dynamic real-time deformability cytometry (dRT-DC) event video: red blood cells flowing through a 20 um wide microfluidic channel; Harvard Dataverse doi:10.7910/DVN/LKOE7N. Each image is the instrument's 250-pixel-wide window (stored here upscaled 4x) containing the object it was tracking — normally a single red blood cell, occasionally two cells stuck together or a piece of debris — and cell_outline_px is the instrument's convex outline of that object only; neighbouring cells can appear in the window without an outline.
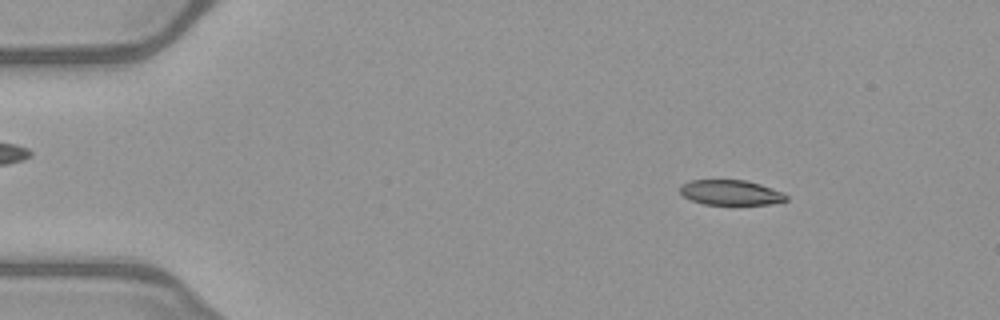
{"species": "common noctule bat (a hibernating species)", "species_latin": "Nyctalus noctula", "temperature_condition": "warm", "stored_images_in_passage": 49, "camera_frame_rate_fps": 3000, "um_per_image_px": 0.085, "animal": {"sex": "female", "body_mass_g": 21.9}, "frame": {"image": 1, "passage_image": 5, "time_ms": 1.333, "image_size_px": [1000, 320], "cell_outline_px": [[788, 200], [772, 204], [704, 204], [692, 200], [684, 196], [680, 192], [680, 184], [692, 180], [744, 180], [760, 184], [784, 192], [788, 196]], "centroid_in_image_um": [62.14, 16.36], "position_along_channel_um": 22.9, "area_um2": 15.49}}
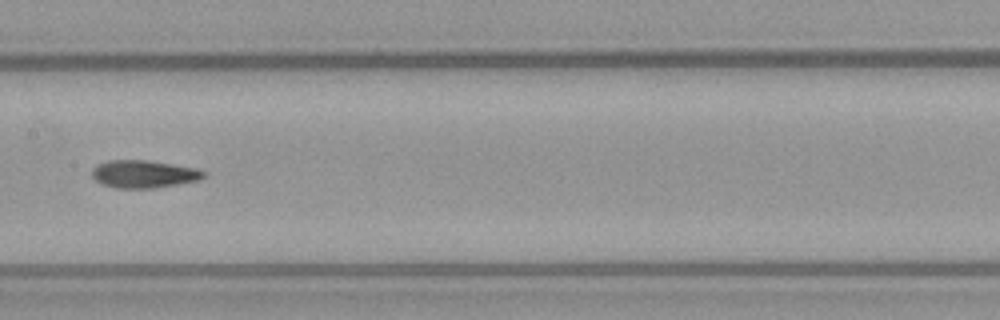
{"frame": {"image": 2, "passage_image": 24, "time_ms": 7.667, "image_size_px": [1000, 320], "cell_outline_px": [[208, 172], [200, 180], [156, 188], [116, 188], [100, 184], [92, 176], [92, 168], [108, 160], [148, 160], [196, 168]], "centroid_in_image_um": [12.23, 14.8], "position_along_channel_um": 195.2, "area_um2": 18.09}}
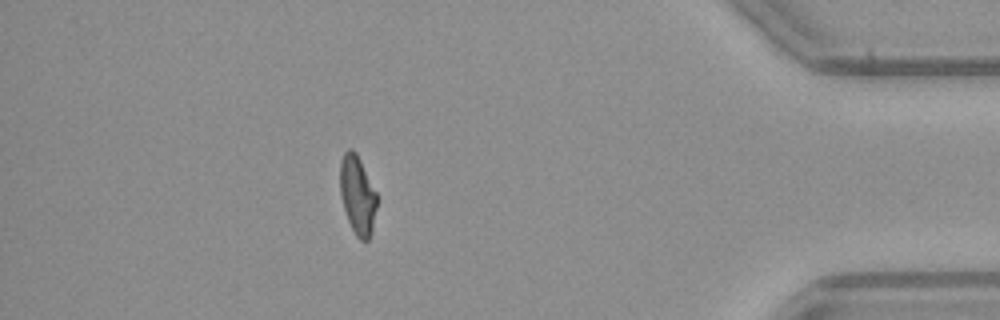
{"frame": {"image": 3, "passage_image": 43, "time_ms": 14.0, "image_size_px": [1000, 320], "cell_outline_px": [[376, 208], [372, 232], [368, 240], [360, 240], [356, 236], [348, 220], [340, 196], [340, 160], [344, 152], [348, 148], [352, 148], [356, 152], [376, 192]], "centroid_in_image_um": [30.37, 16.56], "position_along_channel_um": 404.8, "area_um2": 16.82}, "authors_computed_cell_mechanics": {"area_um2": 17.5134, "velocity_mm_per_s": 4.0464, "shape_relaxation_time_tau1_ms": null, "shape_relaxation_time_tau2_ms": 2.6428, "deformation_change_tau1": null, "deformation_change_tau2": 0.1062}}